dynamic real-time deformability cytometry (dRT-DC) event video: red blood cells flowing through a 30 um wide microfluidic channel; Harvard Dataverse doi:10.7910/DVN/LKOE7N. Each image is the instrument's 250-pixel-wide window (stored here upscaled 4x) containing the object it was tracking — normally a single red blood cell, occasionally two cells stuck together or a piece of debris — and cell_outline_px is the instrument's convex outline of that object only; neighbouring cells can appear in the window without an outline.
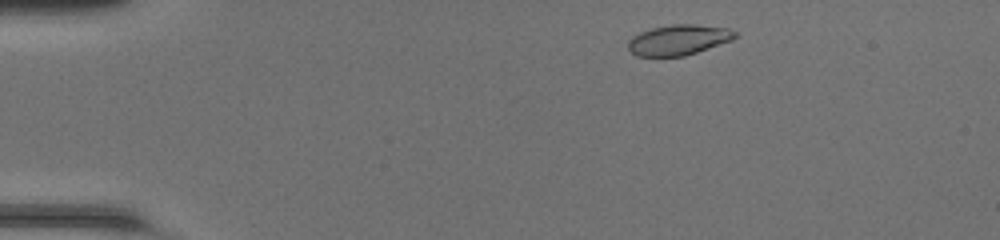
{"species": "common noctule bat (a hibernating species)", "species_latin": "Nyctalus noctula", "temperature_condition": "room temperature", "stored_images_in_passage": 43, "camera_frame_rate_fps": 3000, "um_per_image_px": 0.085, "animal": {"sex": "female", "body_mass_g": 20.0, "forearm_length_mm": 54.0}, "frame": {"image": 1, "passage_image": 3, "time_ms": 0.667, "image_size_px": [1000, 240], "cell_outline_px": [[740, 36], [732, 40], [684, 56], [636, 56], [628, 48], [628, 40], [632, 36], [640, 32], [652, 28], [672, 24], [692, 24], [728, 28], [736, 32]], "centroid_in_image_um": [57.68, 3.38], "position_along_channel_um": 27.3, "area_um2": 18.9}}
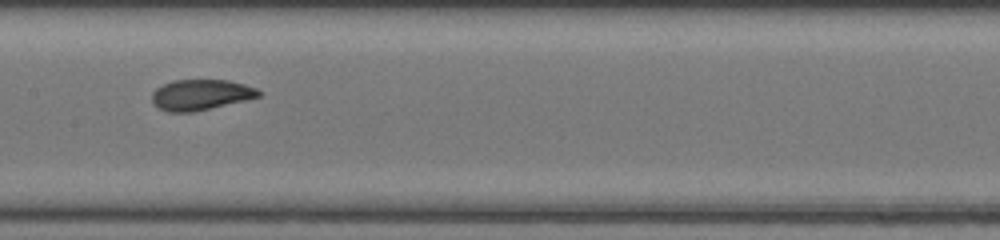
{"frame": {"image": 2, "passage_image": 20, "time_ms": 6.333, "image_size_px": [1000, 240], "cell_outline_px": [[264, 96], [248, 100], [192, 112], [168, 112], [160, 108], [152, 100], [152, 92], [156, 88], [172, 80], [228, 80], [244, 84], [256, 88], [264, 92]], "centroid_in_image_um": [17.14, 8.05], "position_along_channel_um": 190.3, "area_um2": 19.19}}
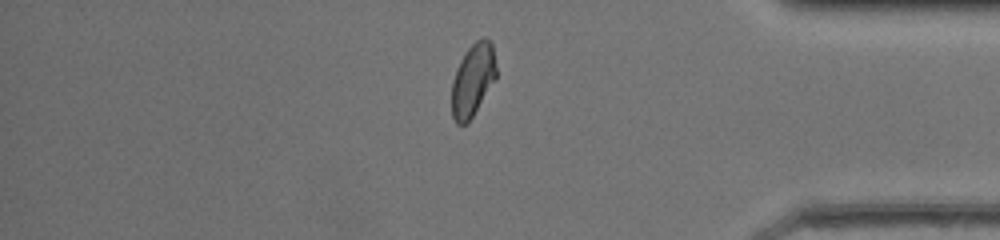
{"frame": {"image": 3, "passage_image": 36, "time_ms": 11.667, "image_size_px": [1000, 240], "cell_outline_px": [[496, 80], [472, 116], [464, 124], [456, 124], [452, 116], [452, 80], [456, 68], [464, 52], [476, 40], [484, 36], [492, 44], [496, 68]], "centroid_in_image_um": [40.18, 6.77], "position_along_channel_um": 395.0, "area_um2": 18.84}, "authors_computed_cell_mechanics": {"area_um2": 19.363, "velocity_mm_per_s": 4.2817, "shape_relaxation_time_tau1_ms": 6.7842, "shape_relaxation_time_tau2_ms": 0.7754, "deformation_change_tau1": 0.2112, "deformation_change_tau2": 0.0532}}